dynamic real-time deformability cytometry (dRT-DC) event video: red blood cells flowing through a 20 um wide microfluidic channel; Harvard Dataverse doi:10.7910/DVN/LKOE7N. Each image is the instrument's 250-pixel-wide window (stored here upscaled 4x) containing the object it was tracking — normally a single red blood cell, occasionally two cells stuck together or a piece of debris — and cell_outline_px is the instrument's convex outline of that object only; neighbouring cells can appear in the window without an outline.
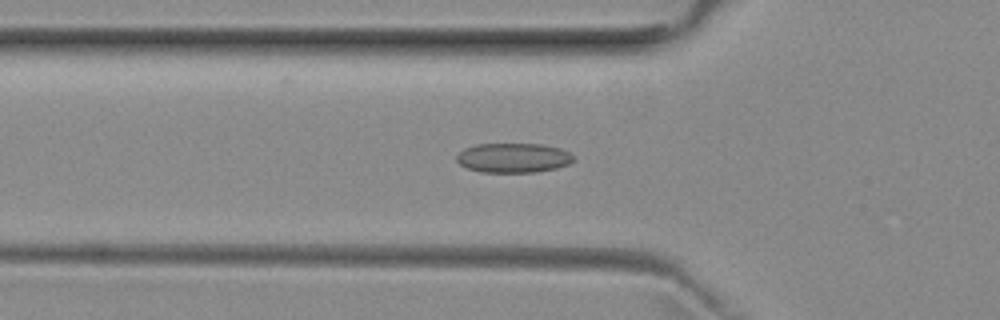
{"species": "common noctule bat (a hibernating species)", "species_latin": "Nyctalus noctula", "temperature_condition": "room temperature", "stored_images_in_passage": 23, "camera_frame_rate_fps": 3000, "um_per_image_px": 0.085, "animal": {"sex": "female", "body_mass_g": 29.2, "forearm_length_mm": 56.3}, "frame": {"image": 1, "passage_image": 17, "time_ms": 5.333, "image_size_px": [1000, 320], "cell_outline_px": [[576, 160], [568, 164], [556, 168], [536, 172], [480, 172], [468, 168], [460, 164], [456, 160], [456, 156], [464, 148], [476, 144], [540, 144], [560, 148], [568, 152]], "centroid_in_image_um": [43.62, 13.42], "position_along_channel_um": 82.2, "area_um2": 20.11}}
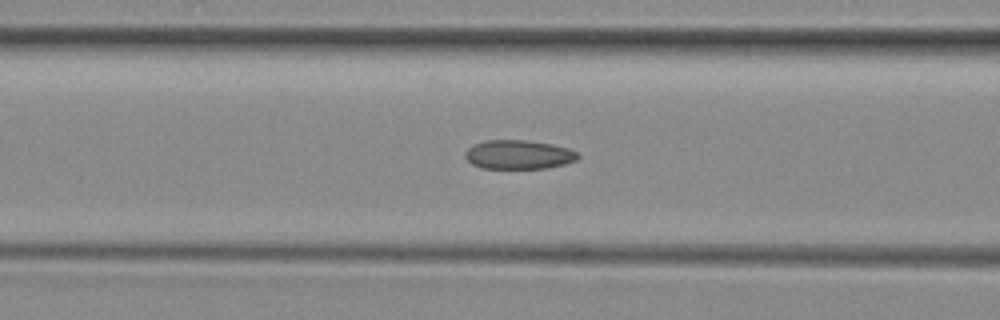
{"frame": {"image": 2, "passage_image": 20, "time_ms": 6.333, "image_size_px": [1000, 320], "cell_outline_px": [[580, 156], [576, 160], [564, 164], [544, 168], [480, 168], [472, 164], [464, 156], [464, 152], [468, 148], [476, 144], [488, 140], [528, 140], [552, 144], [568, 148], [576, 152]], "centroid_in_image_um": [44.07, 13.14], "position_along_channel_um": 122.5, "area_um2": 18.96}}
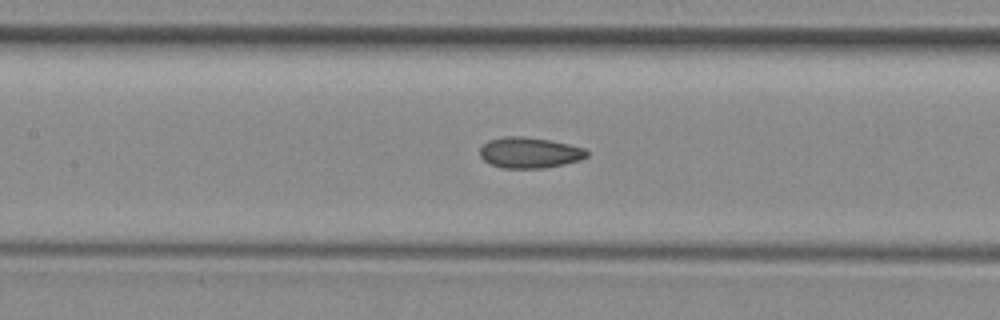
{"frame": {"image": 3, "passage_image": 23, "time_ms": 7.333, "image_size_px": [1000, 320], "cell_outline_px": [[588, 156], [580, 160], [564, 164], [544, 168], [504, 168], [492, 164], [484, 160], [480, 156], [480, 148], [488, 140], [504, 136], [524, 136], [548, 140], [568, 144], [584, 148], [588, 152]], "centroid_in_image_um": [45.01, 12.97], "position_along_channel_um": 162.4, "area_um2": 19.13}}